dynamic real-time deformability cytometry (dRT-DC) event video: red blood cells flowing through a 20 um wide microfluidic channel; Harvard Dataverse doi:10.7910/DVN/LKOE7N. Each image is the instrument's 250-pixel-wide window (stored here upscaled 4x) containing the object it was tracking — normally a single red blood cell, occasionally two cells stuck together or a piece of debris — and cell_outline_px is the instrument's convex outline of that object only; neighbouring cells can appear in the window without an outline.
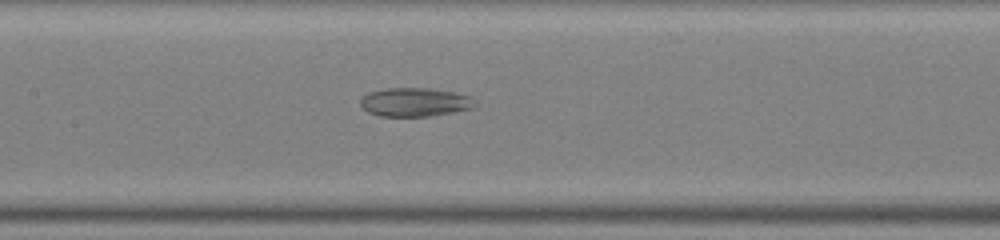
{"species": "common noctule bat (a hibernating species)", "species_latin": "Nyctalus noctula", "temperature_condition": "warm", "stored_images_in_passage": 49, "segment_of_instrument_passage": [2, 2], "camera_frame_rate_fps": 3000, "um_per_image_px": 0.085, "animal": {"sex": "male", "body_mass_g": 19.0, "forearm_length_mm": 50.8}, "frame": {"image": 1, "passage_image": 24, "time_ms": 7.667, "image_size_px": [1000, 240], "cell_outline_px": [[476, 108], [428, 116], [380, 116], [368, 112], [360, 104], [360, 100], [368, 92], [388, 88], [428, 88], [452, 92], [472, 96], [476, 104]], "centroid_in_image_um": [35.29, 8.68], "position_along_channel_um": 172.1, "area_um2": 19.13}}
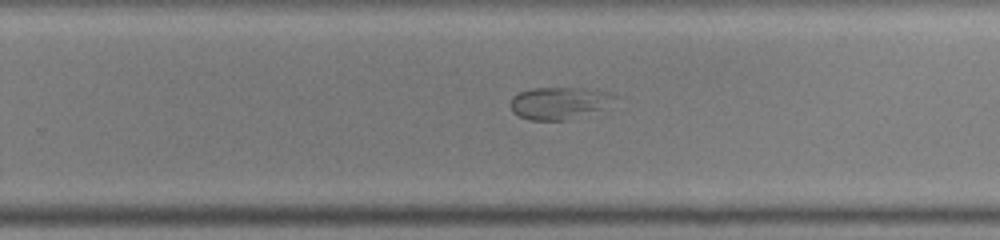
{"frame": {"image": 2, "passage_image": 32, "time_ms": 10.333, "image_size_px": [1000, 240], "cell_outline_px": [[616, 96], [600, 108], [568, 120], [532, 120], [520, 116], [512, 112], [512, 96], [520, 92], [532, 88], [584, 88], [612, 92]], "centroid_in_image_um": [47.47, 8.74], "position_along_channel_um": 282.3, "area_um2": 18.96}}
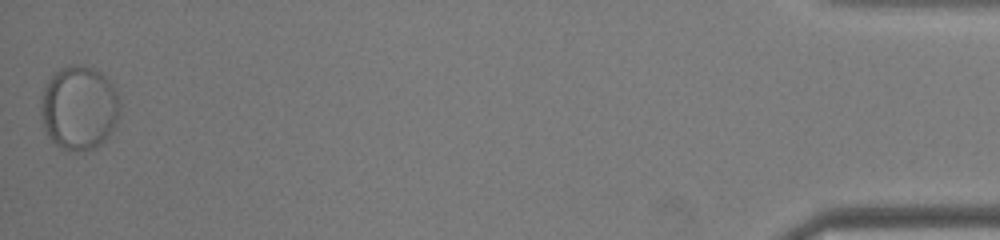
{"frame": {"image": 3, "passage_image": 49, "time_ms": 16.0, "image_size_px": [1000, 240], "cell_outline_px": [[116, 120], [108, 136], [100, 144], [92, 148], [76, 152], [60, 148], [48, 136], [44, 124], [40, 108], [40, 100], [44, 88], [48, 80], [60, 68], [72, 64], [76, 64], [92, 68], [100, 72], [108, 80], [116, 96]], "centroid_in_image_um": [6.65, 9.17], "position_along_channel_um": 428.6, "area_um2": 37.74}}